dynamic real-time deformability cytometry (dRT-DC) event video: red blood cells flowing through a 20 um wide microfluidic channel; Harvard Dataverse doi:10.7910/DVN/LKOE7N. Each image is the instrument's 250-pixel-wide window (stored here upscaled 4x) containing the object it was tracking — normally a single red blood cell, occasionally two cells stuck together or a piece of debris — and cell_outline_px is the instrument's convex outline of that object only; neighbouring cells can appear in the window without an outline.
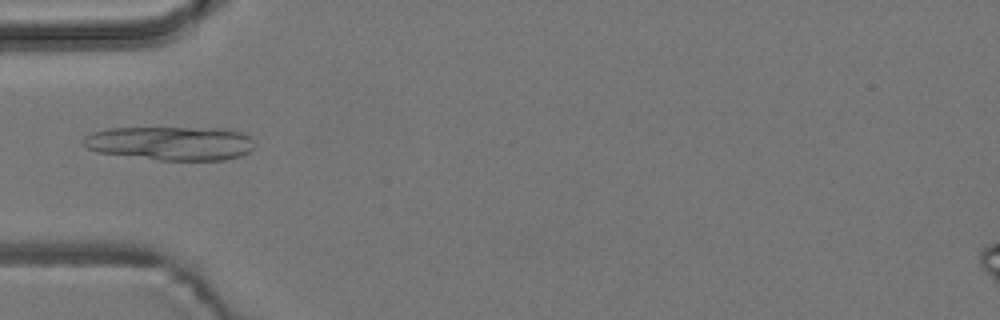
{"species": "common noctule bat (a hibernating species)", "species_latin": "Nyctalus noctula", "temperature_condition": "room temperature", "stored_images_in_passage": 8, "camera_frame_rate_fps": 3000, "um_per_image_px": 0.085, "animal": {"sex": "male", "body_mass_g": 19.2, "forearm_length_mm": 51.8}, "frame": {"image": 1, "passage_image": 5, "time_ms": 4.667, "image_size_px": [1000, 320], "cell_outline_px": [[252, 148], [248, 152], [240, 156], [224, 160], [160, 160], [100, 152], [88, 148], [80, 144], [80, 140], [84, 136], [92, 132], [108, 128], [232, 128], [252, 136]], "centroid_in_image_um": [14.52, 12.16], "position_along_channel_um": 70.5, "area_um2": 34.04}}
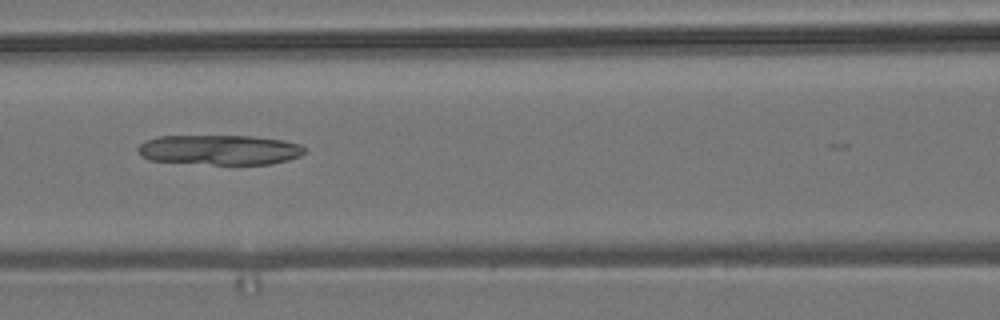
{"frame": {"image": 2, "passage_image": 7, "time_ms": 6.667, "image_size_px": [1000, 320], "cell_outline_px": [[304, 152], [300, 156], [288, 160], [272, 164], [212, 164], [148, 160], [140, 156], [136, 148], [144, 140], [156, 136], [252, 136], [284, 140], [300, 144], [304, 148]], "centroid_in_image_um": [18.63, 12.73], "position_along_channel_um": 148.0, "area_um2": 29.25}}
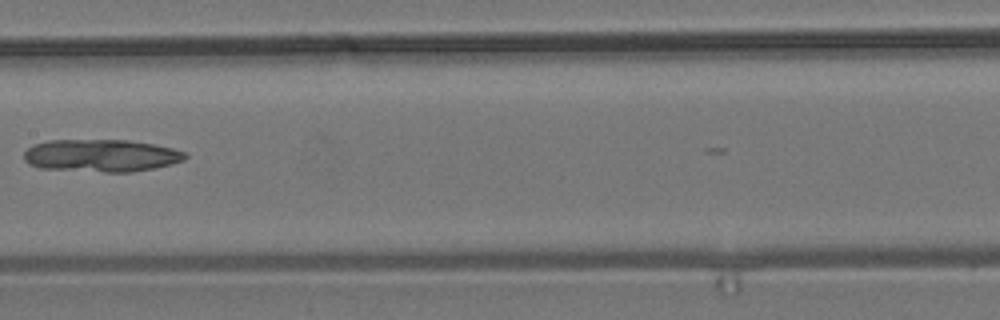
{"frame": {"image": 3, "passage_image": 8, "time_ms": 8.0, "image_size_px": [1000, 320], "cell_outline_px": [[188, 156], [184, 160], [172, 164], [156, 168], [132, 172], [104, 172], [40, 168], [28, 164], [24, 160], [24, 152], [32, 144], [48, 140], [128, 140], [152, 144], [172, 148], [184, 152]], "centroid_in_image_um": [8.58, 13.23], "position_along_channel_um": 198.8, "area_um2": 30.69}}